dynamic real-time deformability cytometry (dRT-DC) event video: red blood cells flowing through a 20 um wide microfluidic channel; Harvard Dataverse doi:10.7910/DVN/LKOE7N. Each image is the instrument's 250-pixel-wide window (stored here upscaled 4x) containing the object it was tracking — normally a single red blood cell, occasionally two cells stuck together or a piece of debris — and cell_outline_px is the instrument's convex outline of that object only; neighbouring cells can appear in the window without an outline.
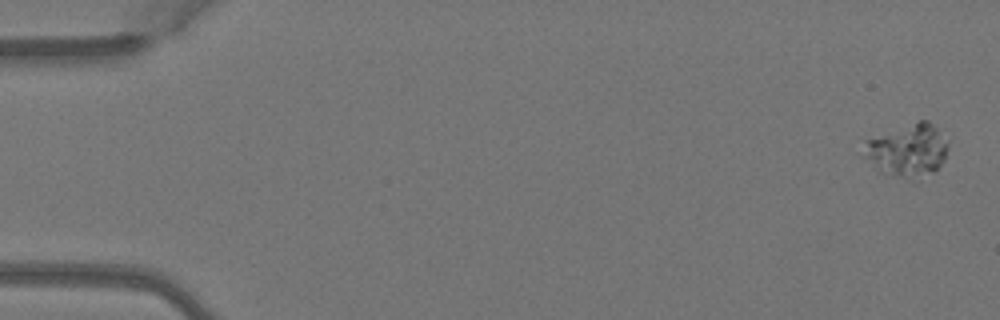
{"species": "Egyptian fruit bat (a non-hibernating species)", "species_latin": "Rousettus aegyptiacus", "temperature_condition": "warm", "stored_images_in_passage": 5, "camera_frame_rate_fps": 3000, "um_per_image_px": 0.085, "animal": {"sex": "female"}, "frame": {"image": 1, "passage_image": 1, "time_ms": 0.0, "image_size_px": [1000, 320], "cell_outline_px": [[948, 148], [944, 160], [932, 172], [912, 180], [908, 180], [892, 176], [880, 172], [864, 156], [868, 140], [920, 120], [928, 120], [948, 140]], "centroid_in_image_um": [77.2, 12.81], "position_along_channel_um": 7.8, "area_um2": 25.26}}
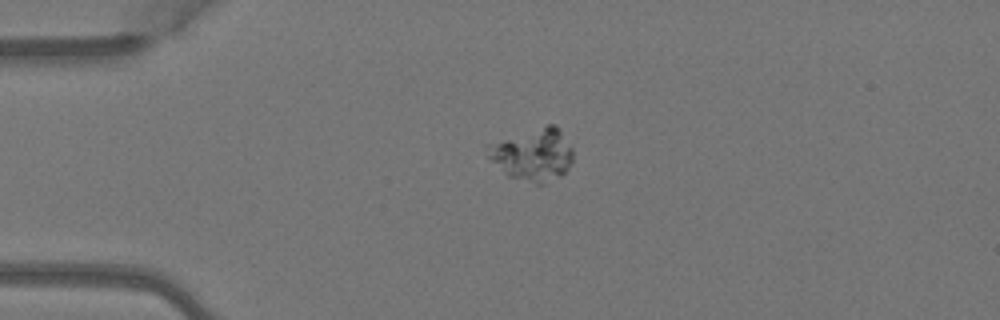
{"frame": {"image": 2, "passage_image": 4, "time_ms": 1.0, "image_size_px": [1000, 320], "cell_outline_px": [[572, 160], [568, 168], [560, 176], [544, 184], [536, 184], [508, 176], [488, 160], [484, 144], [548, 124], [556, 124], [572, 148]], "centroid_in_image_um": [45.23, 13.13], "position_along_channel_um": 39.8, "area_um2": 26.36}}